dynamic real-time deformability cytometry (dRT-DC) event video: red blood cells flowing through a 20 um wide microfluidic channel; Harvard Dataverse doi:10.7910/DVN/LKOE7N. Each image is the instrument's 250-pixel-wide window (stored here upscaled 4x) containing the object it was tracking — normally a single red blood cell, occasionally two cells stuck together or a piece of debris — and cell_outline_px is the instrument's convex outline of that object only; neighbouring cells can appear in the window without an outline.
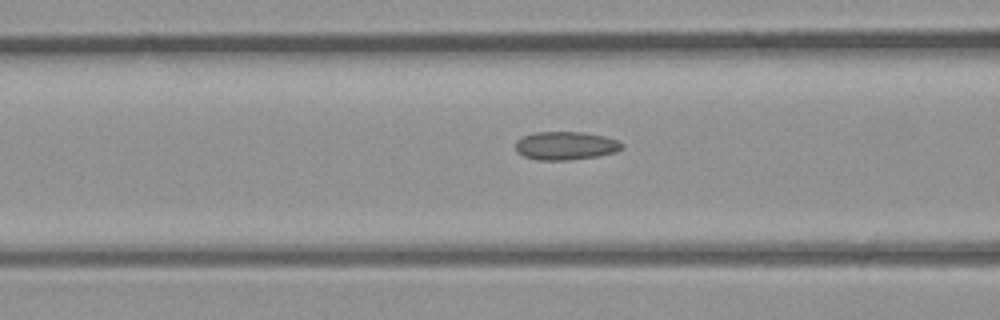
{"species": "common noctule bat (a hibernating species)", "species_latin": "Nyctalus noctula", "temperature_condition": "room temperature", "stored_images_in_passage": 6, "camera_frame_rate_fps": 3000, "um_per_image_px": 0.085, "animal": {"sex": "male", "body_mass_g": 23.1, "forearm_length_mm": 52.7}, "frame": {"image": 1, "passage_image": 4, "time_ms": 1.0, "image_size_px": [1000, 320], "cell_outline_px": [[624, 148], [616, 152], [596, 156], [568, 160], [536, 160], [524, 156], [516, 152], [516, 140], [524, 136], [536, 132], [584, 132], [604, 136], [616, 140], [624, 144]], "centroid_in_image_um": [48.08, 12.38], "position_along_channel_um": 118.5, "area_um2": 17.57}}